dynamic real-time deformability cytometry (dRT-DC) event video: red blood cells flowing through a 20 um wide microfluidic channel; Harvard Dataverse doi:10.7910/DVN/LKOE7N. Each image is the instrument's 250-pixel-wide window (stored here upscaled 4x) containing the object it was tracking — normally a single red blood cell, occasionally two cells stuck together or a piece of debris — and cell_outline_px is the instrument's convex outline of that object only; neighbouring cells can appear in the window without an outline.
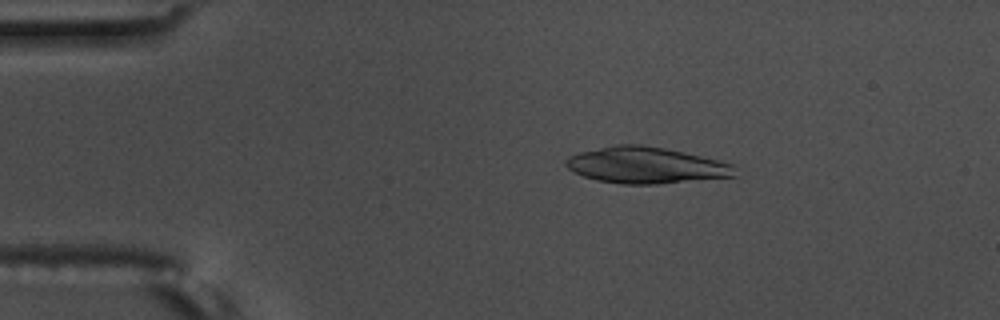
{"species": "common noctule bat (a hibernating species)", "species_latin": "Nyctalus noctula", "temperature_condition": "warm", "stored_images_in_passage": 54, "camera_frame_rate_fps": 3000, "um_per_image_px": 0.085, "animal": {"sex": "male", "body_mass_g": 17.5, "forearm_length_mm": 52.3}, "frame": {"image": 1, "passage_image": 9, "time_ms": 2.667, "image_size_px": [1000, 320], "cell_outline_px": [[736, 176], [656, 184], [620, 184], [596, 180], [584, 176], [568, 168], [564, 164], [564, 160], [568, 156], [580, 152], [616, 144], [640, 144], [664, 148], [700, 156], [732, 164]], "centroid_in_image_um": [54.85, 14.05], "position_along_channel_um": 30.2, "area_um2": 35.43}}